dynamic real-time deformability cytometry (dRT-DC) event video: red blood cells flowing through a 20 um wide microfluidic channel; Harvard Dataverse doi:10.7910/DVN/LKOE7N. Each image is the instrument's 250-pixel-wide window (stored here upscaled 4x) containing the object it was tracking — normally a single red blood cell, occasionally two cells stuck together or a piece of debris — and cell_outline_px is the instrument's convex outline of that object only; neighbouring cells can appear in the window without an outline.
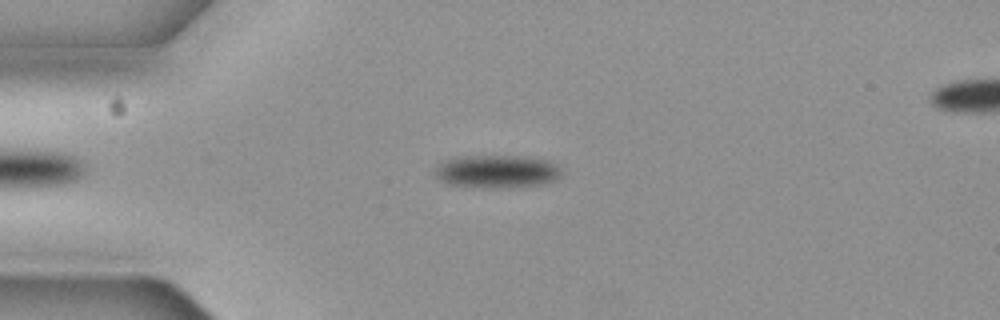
{"species": "common noctule bat (a hibernating species)", "species_latin": "Nyctalus noctula", "temperature_condition": "cold", "stored_images_in_passage": 3, "camera_frame_rate_fps": 3000, "um_per_image_px": 0.085, "animal": {"sex": "female", "body_mass_g": 19.3, "forearm_length_mm": 54.1}, "frame": {"image": 1, "passage_image": 2, "time_ms": 0.333, "image_size_px": [1000, 320], "cell_outline_px": [[560, 176], [544, 184], [508, 188], [484, 188], [444, 184], [436, 176], [436, 168], [440, 164], [448, 160], [464, 156], [524, 156], [548, 160], [556, 164], [560, 168]], "centroid_in_image_um": [42.25, 14.59], "position_along_channel_um": 42.7, "area_um2": 24.33}}